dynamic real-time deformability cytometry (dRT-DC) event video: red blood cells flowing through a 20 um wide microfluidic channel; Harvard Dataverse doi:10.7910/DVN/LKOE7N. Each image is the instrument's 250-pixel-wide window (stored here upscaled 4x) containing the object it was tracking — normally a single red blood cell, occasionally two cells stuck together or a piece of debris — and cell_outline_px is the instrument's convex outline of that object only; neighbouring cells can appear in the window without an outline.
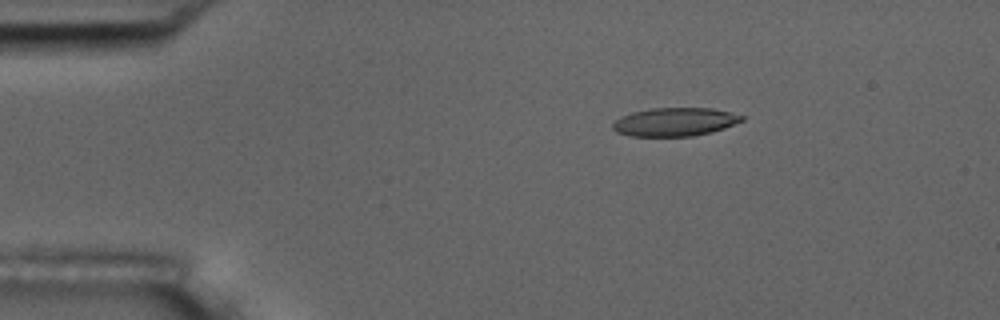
{"species": "common noctule bat (a hibernating species)", "species_latin": "Nyctalus noctula", "temperature_condition": "room temperature", "stored_images_in_passage": 5, "camera_frame_rate_fps": 3000, "um_per_image_px": 0.085, "animal": {"sex": "male", "body_mass_g": 17.5, "forearm_length_mm": 52.3}, "frame": {"image": 1, "passage_image": 3, "time_ms": 2.333, "image_size_px": [1000, 320], "cell_outline_px": [[744, 120], [724, 128], [712, 132], [692, 136], [628, 136], [616, 132], [612, 128], [612, 124], [616, 120], [632, 112], [652, 108], [712, 108], [744, 116]], "centroid_in_image_um": [57.35, 10.37], "position_along_channel_um": 27.6, "area_um2": 21.27}}